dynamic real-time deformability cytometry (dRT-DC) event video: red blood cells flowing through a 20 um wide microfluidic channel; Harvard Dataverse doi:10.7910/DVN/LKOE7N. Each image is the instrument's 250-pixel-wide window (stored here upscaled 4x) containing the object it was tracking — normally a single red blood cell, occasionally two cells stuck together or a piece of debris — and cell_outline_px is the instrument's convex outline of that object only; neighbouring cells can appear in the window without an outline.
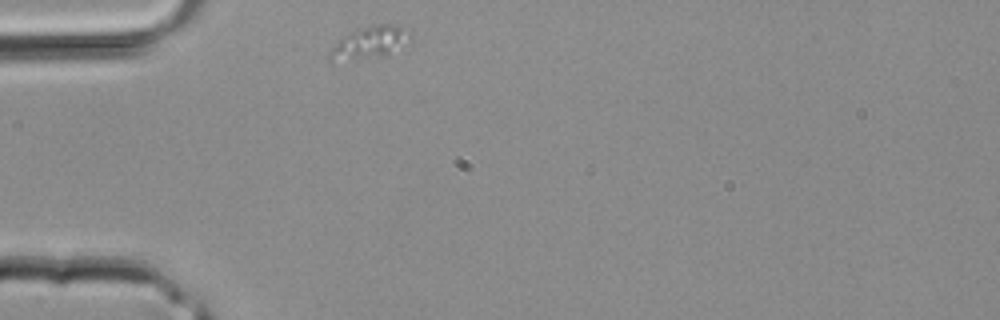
{"species": "common noctule bat (a hibernating species)", "species_latin": "Nyctalus noctula", "temperature_condition": "room temperature", "stored_images_in_passage": 23, "camera_frame_rate_fps": 3000, "um_per_image_px": 0.085, "animal": {"sex": "male", "body_mass_g": 20.4}, "frame": {"image": 1, "passage_image": 1, "time_ms": 0.0, "image_size_px": [1000, 320], "cell_outline_px": [[412, 36], [384, 56], [328, 60], [328, 52], [340, 40], [352, 32], [376, 24], [396, 24], [412, 28]], "centroid_in_image_um": [31.5, 3.56], "position_along_channel_um": 53.5, "area_um2": 14.33}}